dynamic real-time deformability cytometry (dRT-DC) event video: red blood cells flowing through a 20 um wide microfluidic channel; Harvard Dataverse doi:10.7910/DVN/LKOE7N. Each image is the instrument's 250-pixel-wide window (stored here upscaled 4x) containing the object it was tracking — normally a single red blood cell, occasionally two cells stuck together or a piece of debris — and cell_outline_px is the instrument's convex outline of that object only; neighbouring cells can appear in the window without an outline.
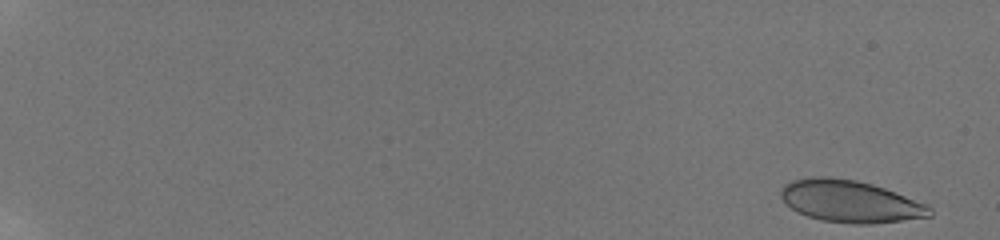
{"species": "human", "species_latin": "Homo sapiens", "temperature_condition": "room temperature", "stored_images_in_passage": 19, "camera_frame_rate_fps": 3000, "um_per_image_px": 0.085, "donor": {"sex": "male"}, "frame": {"image": 1, "passage_image": 1, "time_ms": 0.0, "image_size_px": [1000, 240], "cell_outline_px": [[932, 216], [872, 224], [856, 224], [820, 220], [808, 216], [792, 208], [780, 196], [780, 192], [784, 184], [792, 180], [808, 176], [828, 176], [856, 180], [872, 184], [884, 188], [928, 204], [932, 208]], "centroid_in_image_um": [72.27, 17.1], "position_along_channel_um": 12.7, "area_um2": 36.53}}
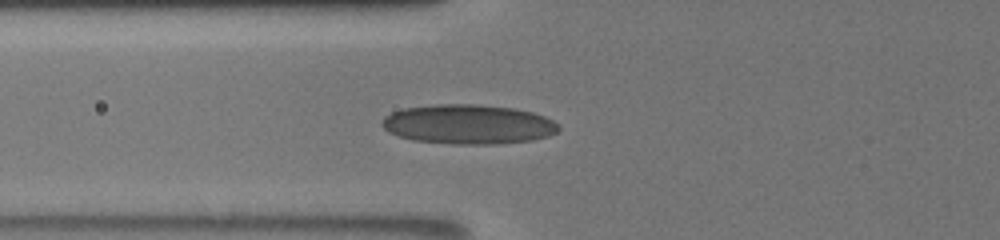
{"frame": {"image": 2, "passage_image": 17, "time_ms": 7.667, "image_size_px": [1000, 240], "cell_outline_px": [[560, 128], [556, 132], [548, 136], [532, 140], [496, 144], [456, 144], [412, 140], [388, 132], [380, 124], [380, 120], [384, 116], [392, 112], [404, 108], [432, 104], [480, 104], [512, 108], [532, 112], [544, 116], [560, 124]], "centroid_in_image_um": [39.78, 10.56], "position_along_channel_um": 86.0, "area_um2": 40.92}}
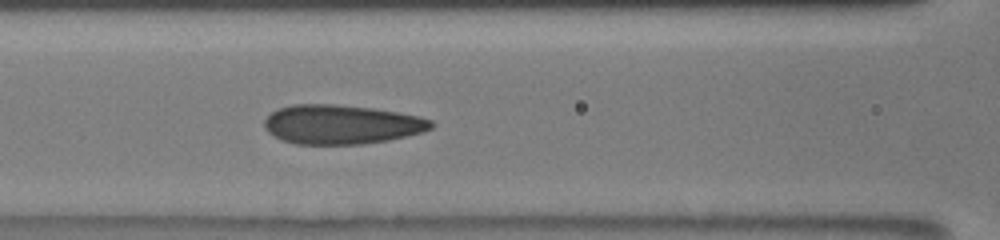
{"frame": {"image": 3, "passage_image": 19, "time_ms": 9.0, "image_size_px": [1000, 240], "cell_outline_px": [[436, 124], [432, 128], [424, 132], [388, 140], [364, 144], [296, 144], [284, 140], [268, 132], [264, 128], [264, 120], [276, 108], [292, 104], [336, 104], [372, 108], [420, 116], [432, 120]], "centroid_in_image_um": [29.04, 10.57], "position_along_channel_um": 137.6, "area_um2": 38.32}}